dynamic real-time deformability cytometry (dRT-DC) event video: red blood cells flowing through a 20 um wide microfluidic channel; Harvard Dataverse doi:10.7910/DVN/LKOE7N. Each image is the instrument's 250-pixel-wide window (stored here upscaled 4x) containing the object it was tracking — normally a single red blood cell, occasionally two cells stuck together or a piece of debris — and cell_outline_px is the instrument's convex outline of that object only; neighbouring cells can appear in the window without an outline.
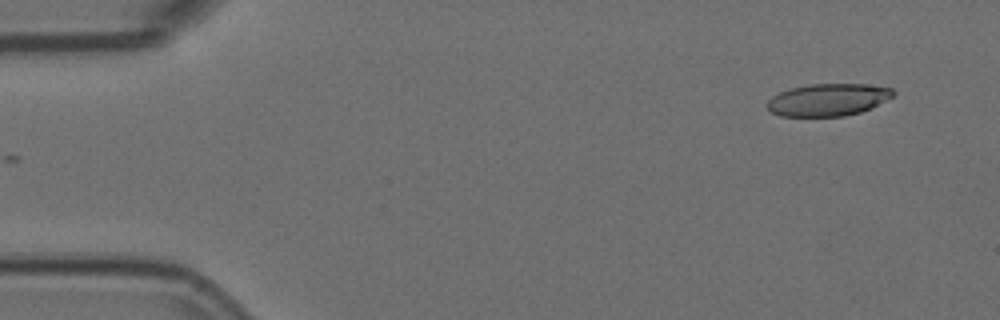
{"species": "Egyptian fruit bat (a non-hibernating species)", "species_latin": "Rousettus aegyptiacus", "temperature_condition": "room temperature", "stored_images_in_passage": 2, "camera_frame_rate_fps": 3000, "um_per_image_px": 0.085, "animal": {"sex": "female"}, "frame": {"image": 1, "passage_image": 2, "time_ms": 0.333, "image_size_px": [1000, 320], "cell_outline_px": [[896, 92], [892, 96], [872, 108], [860, 112], [844, 116], [780, 116], [772, 112], [764, 104], [772, 96], [788, 88], [808, 84], [864, 84], [892, 88]], "centroid_in_image_um": [70.35, 8.47], "position_along_channel_um": 14.6, "area_um2": 23.81}}